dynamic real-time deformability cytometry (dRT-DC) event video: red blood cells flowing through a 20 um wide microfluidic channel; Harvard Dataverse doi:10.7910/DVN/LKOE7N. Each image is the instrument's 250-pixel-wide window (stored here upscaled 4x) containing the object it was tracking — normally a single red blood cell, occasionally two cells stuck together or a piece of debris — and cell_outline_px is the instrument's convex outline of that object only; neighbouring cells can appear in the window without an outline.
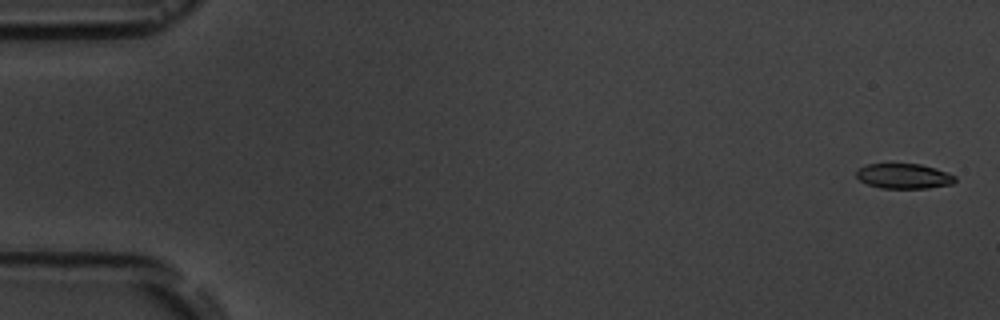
{"species": "common noctule bat (a hibernating species)", "species_latin": "Nyctalus noctula", "temperature_condition": "room temperature", "stored_images_in_passage": 8, "camera_frame_rate_fps": 3000, "um_per_image_px": 0.085, "animal": {"sex": "male", "body_mass_g": 19.5, "forearm_length_mm": 54.6}, "frame": {"image": 1, "passage_image": 1, "time_ms": 0.0, "image_size_px": [1000, 320], "cell_outline_px": [[956, 180], [952, 184], [928, 188], [880, 188], [868, 184], [860, 180], [856, 176], [856, 172], [860, 168], [868, 164], [920, 164], [956, 176]], "centroid_in_image_um": [76.81, 14.98], "position_along_channel_um": 8.2, "area_um2": 14.16}}
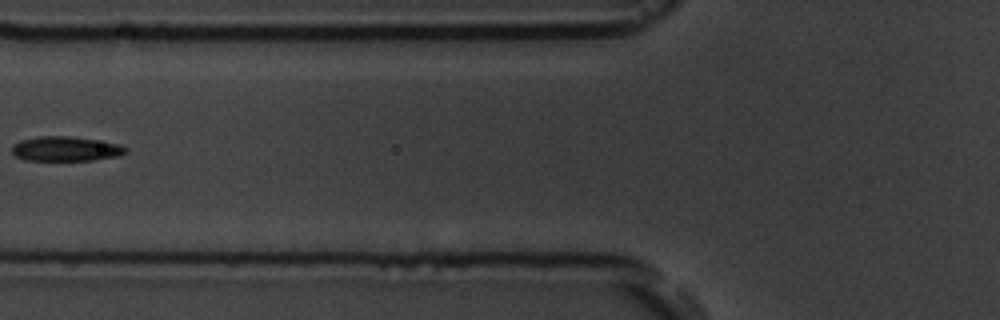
{"frame": {"image": 2, "passage_image": 7, "time_ms": 7.0, "image_size_px": [1000, 320], "cell_outline_px": [[128, 152], [120, 156], [92, 160], [24, 160], [16, 156], [12, 152], [12, 148], [20, 140], [40, 136], [68, 136], [120, 144], [128, 148]], "centroid_in_image_um": [5.62, 12.66], "position_along_channel_um": 120.2, "area_um2": 16.24}}
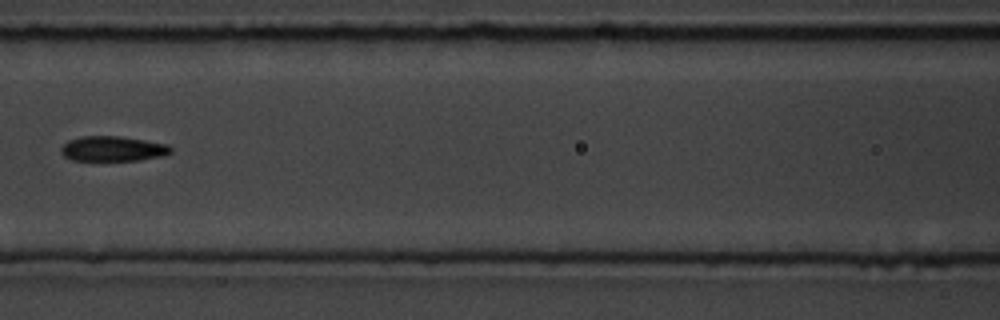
{"frame": {"image": 3, "passage_image": 8, "time_ms": 8.0, "image_size_px": [1000, 320], "cell_outline_px": [[172, 152], [160, 156], [140, 160], [72, 160], [64, 156], [60, 152], [60, 148], [68, 140], [84, 136], [120, 136], [168, 144], [172, 148]], "centroid_in_image_um": [9.58, 12.64], "position_along_channel_um": 157.0, "area_um2": 15.95}}